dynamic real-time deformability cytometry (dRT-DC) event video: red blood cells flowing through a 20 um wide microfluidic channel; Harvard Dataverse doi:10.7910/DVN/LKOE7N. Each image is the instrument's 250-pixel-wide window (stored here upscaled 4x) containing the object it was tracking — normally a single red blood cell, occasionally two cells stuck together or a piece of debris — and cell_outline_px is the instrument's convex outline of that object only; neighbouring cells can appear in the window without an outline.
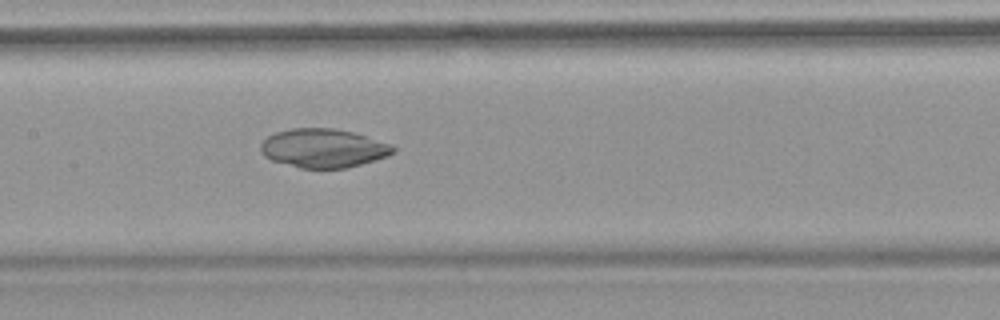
{"species": "common noctule bat (a hibernating species)", "species_latin": "Nyctalus noctula", "temperature_condition": "warm", "stored_images_in_passage": 7, "camera_frame_rate_fps": 3000, "um_per_image_px": 0.085, "animal": {"sex": "female", "body_mass_g": 18.4}, "frame": {"image": 1, "passage_image": 7, "time_ms": 8.0, "image_size_px": [1000, 320], "cell_outline_px": [[396, 152], [388, 156], [376, 160], [348, 168], [300, 168], [272, 160], [264, 156], [260, 152], [260, 144], [268, 136], [276, 132], [292, 128], [332, 128], [352, 132], [392, 144], [396, 148]], "centroid_in_image_um": [27.5, 12.6], "position_along_channel_um": 179.9, "area_um2": 30.06}}